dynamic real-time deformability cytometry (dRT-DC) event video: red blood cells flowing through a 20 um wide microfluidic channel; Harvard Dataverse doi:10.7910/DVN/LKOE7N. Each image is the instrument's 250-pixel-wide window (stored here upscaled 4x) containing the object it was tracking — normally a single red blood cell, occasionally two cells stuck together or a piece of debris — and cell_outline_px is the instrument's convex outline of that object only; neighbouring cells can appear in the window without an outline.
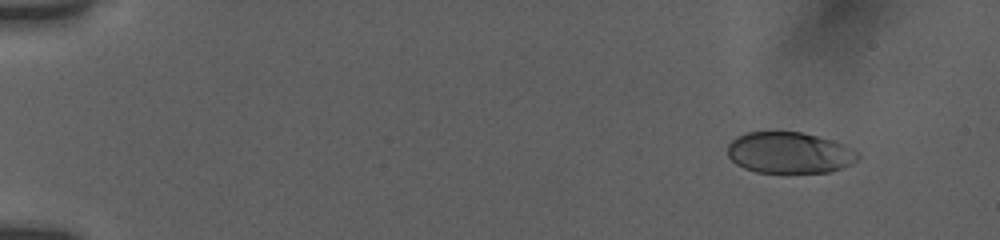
{"species": "human", "species_latin": "Homo sapiens", "temperature_condition": "room temperature", "stored_images_in_passage": 50, "camera_frame_rate_fps": 3000, "um_per_image_px": 0.085, "donor": {"sex": "female"}, "frame": {"image": 1, "passage_image": 1, "time_ms": 0.0, "image_size_px": [1000, 240], "cell_outline_px": [[860, 156], [852, 164], [828, 172], [756, 172], [744, 168], [736, 164], [728, 156], [728, 144], [736, 136], [748, 132], [804, 132], [832, 140], [844, 144], [860, 152]], "centroid_in_image_um": [67.11, 12.97], "position_along_channel_um": 17.9, "area_um2": 31.39}}
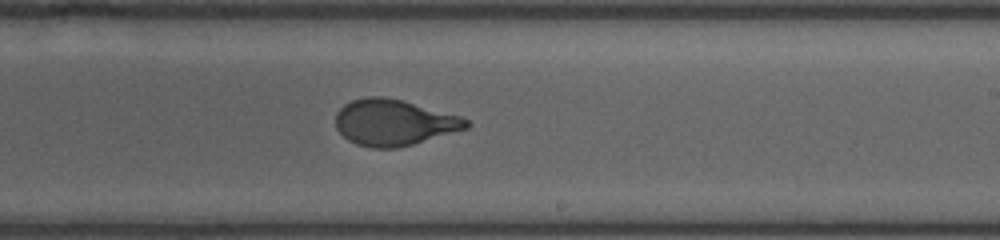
{"frame": {"image": 2, "passage_image": 30, "time_ms": 9.667, "image_size_px": [1000, 240], "cell_outline_px": [[472, 124], [468, 128], [412, 144], [396, 148], [372, 148], [356, 144], [348, 140], [336, 128], [336, 112], [344, 104], [352, 100], [368, 96], [384, 96], [400, 100], [460, 116], [468, 120]], "centroid_in_image_um": [33.46, 10.41], "position_along_channel_um": 255.5, "area_um2": 34.85}}
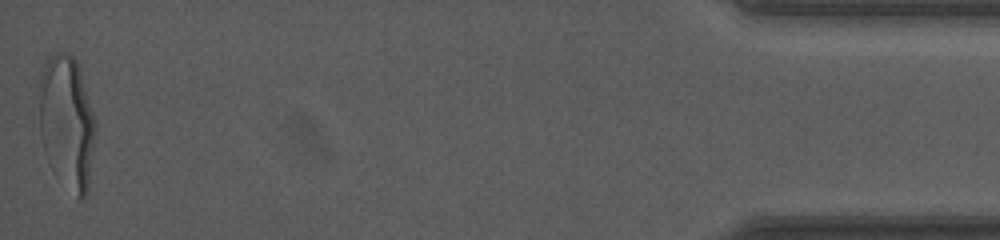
{"frame": {"image": 3, "passage_image": 50, "time_ms": 16.333, "image_size_px": [1000, 240], "cell_outline_px": [[96, 132], [88, 192], [80, 200], [44, 148], [40, 132], [40, 76], [44, 64], [48, 56], [56, 52], [60, 52], [72, 56], [76, 60], [96, 120]], "centroid_in_image_um": [5.73, 10.26], "position_along_channel_um": 429.5, "area_um2": 42.25}, "authors_computed_cell_mechanics": {"area_um2": 35.1135, "velocity_mm_per_s": 3.8322, "shape_relaxation_time_tau1_ms": 4.237, "shape_relaxation_time_tau2_ms": null, "deformation_change_tau1": 0.199, "deformation_change_tau2": null}}